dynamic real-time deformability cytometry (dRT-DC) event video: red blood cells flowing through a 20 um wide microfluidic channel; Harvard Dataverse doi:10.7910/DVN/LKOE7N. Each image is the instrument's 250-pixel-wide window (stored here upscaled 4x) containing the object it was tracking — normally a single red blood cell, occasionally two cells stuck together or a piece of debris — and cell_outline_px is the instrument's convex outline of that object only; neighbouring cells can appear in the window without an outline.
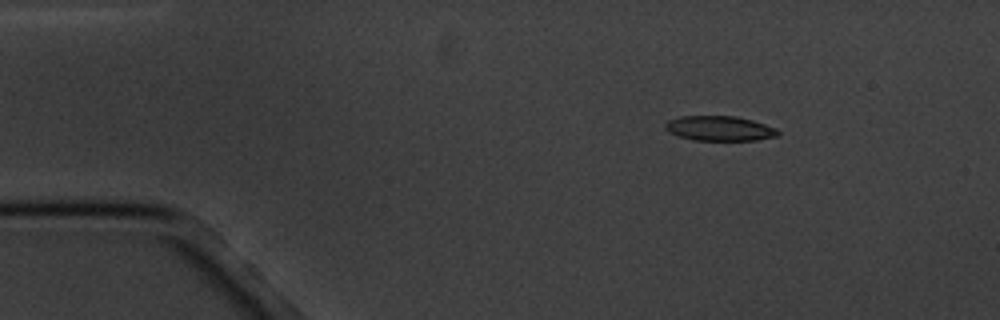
{"species": "common noctule bat (a hibernating species)", "species_latin": "Nyctalus noctula", "temperature_condition": "cold", "stored_images_in_passage": 3, "camera_frame_rate_fps": 3000, "um_per_image_px": 0.085, "animal": {"sex": "male", "body_mass_g": 20.1, "forearm_length_mm": 53.5}, "frame": {"image": 1, "passage_image": 1, "time_ms": 0.0, "image_size_px": [1000, 320], "cell_outline_px": [[780, 132], [776, 136], [756, 140], [696, 140], [680, 136], [668, 132], [664, 128], [664, 124], [668, 120], [680, 116], [736, 116], [752, 120], [776, 128]], "centroid_in_image_um": [61.14, 10.91], "position_along_channel_um": 23.9, "area_um2": 16.24}}
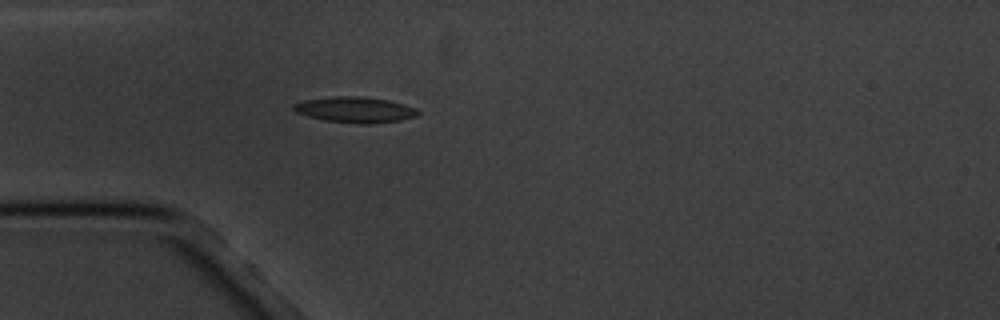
{"frame": {"image": 2, "passage_image": 3, "time_ms": 2.667, "image_size_px": [1000, 320], "cell_outline_px": [[420, 112], [416, 116], [400, 120], [368, 124], [360, 124], [324, 120], [308, 116], [296, 112], [292, 108], [292, 104], [304, 100], [336, 96], [360, 96], [388, 100], [404, 104], [416, 108]], "centroid_in_image_um": [30.17, 9.32], "position_along_channel_um": 54.8, "area_um2": 18.61}}